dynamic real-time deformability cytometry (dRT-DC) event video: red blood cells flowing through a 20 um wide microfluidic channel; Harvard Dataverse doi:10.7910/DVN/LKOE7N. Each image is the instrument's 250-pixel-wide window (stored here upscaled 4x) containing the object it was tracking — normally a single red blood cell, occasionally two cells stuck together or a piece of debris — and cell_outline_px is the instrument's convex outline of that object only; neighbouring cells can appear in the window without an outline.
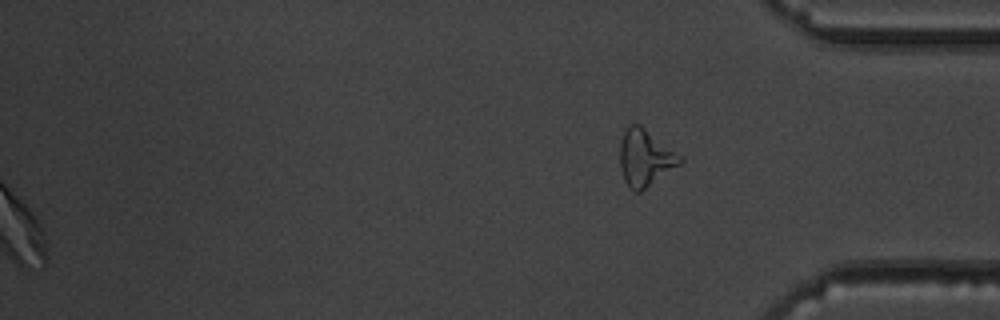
{"species": "common noctule bat (a hibernating species)", "species_latin": "Nyctalus noctula", "temperature_condition": "warm", "stored_images_in_passage": 47, "segment_of_instrument_passage": [2, 2], "camera_frame_rate_fps": 3000, "um_per_image_px": 0.085, "animal": {"sex": "male", "body_mass_g": 19.5, "forearm_length_mm": 54.6}, "frame": {"image": 1, "passage_image": 47, "time_ms": 15.333, "image_size_px": [1000, 320], "cell_outline_px": [[684, 160], [680, 164], [640, 192], [636, 192], [624, 180], [620, 168], [620, 144], [624, 132], [628, 124], [640, 124], [680, 156]], "centroid_in_image_um": [54.81, 13.4], "position_along_channel_um": 380.4, "area_um2": 19.36}}